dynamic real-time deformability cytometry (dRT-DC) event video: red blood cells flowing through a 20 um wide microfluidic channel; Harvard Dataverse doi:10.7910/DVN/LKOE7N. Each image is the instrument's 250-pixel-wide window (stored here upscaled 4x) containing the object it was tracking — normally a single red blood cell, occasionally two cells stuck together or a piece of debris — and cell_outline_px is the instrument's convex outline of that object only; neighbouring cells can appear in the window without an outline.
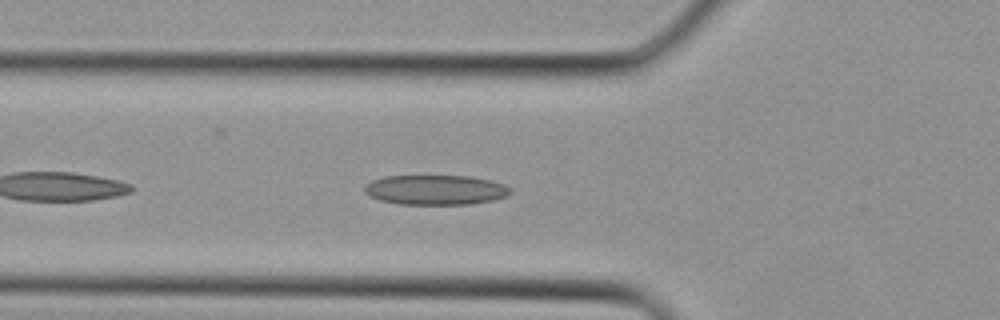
{"species": "Egyptian fruit bat (a non-hibernating species)", "species_latin": "Rousettus aegyptiacus", "temperature_condition": "cold", "stored_images_in_passage": 30, "camera_frame_rate_fps": 3000, "um_per_image_px": 0.085, "animal": {"sex": "female"}, "frame": {"image": 1, "passage_image": 7, "time_ms": 2.0, "image_size_px": [1000, 320], "cell_outline_px": [[512, 192], [508, 196], [492, 200], [468, 204], [400, 204], [380, 200], [368, 196], [364, 192], [364, 188], [372, 180], [384, 176], [468, 176], [488, 180], [504, 184], [512, 188]], "centroid_in_image_um": [37.02, 16.14], "position_along_channel_um": 88.8, "area_um2": 25.32}}
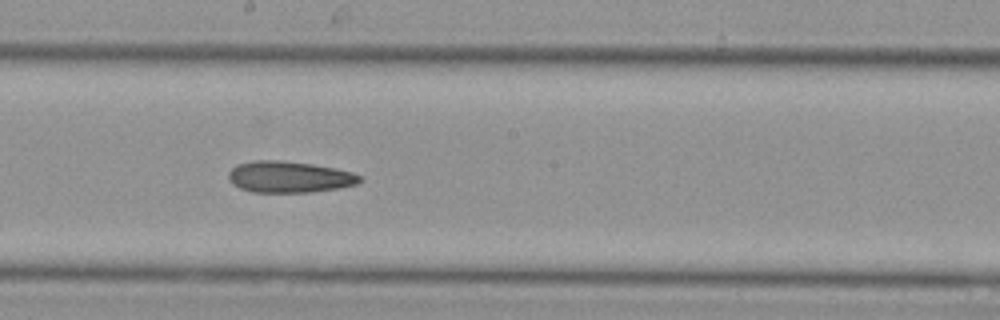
{"frame": {"image": 2, "passage_image": 14, "time_ms": 4.333, "image_size_px": [1000, 320], "cell_outline_px": [[364, 180], [356, 184], [340, 188], [312, 192], [252, 192], [240, 188], [232, 184], [228, 180], [228, 172], [236, 164], [256, 160], [284, 160], [312, 164], [352, 172], [360, 176]], "centroid_in_image_um": [24.56, 15.04], "position_along_channel_um": 223.6, "area_um2": 24.16}}
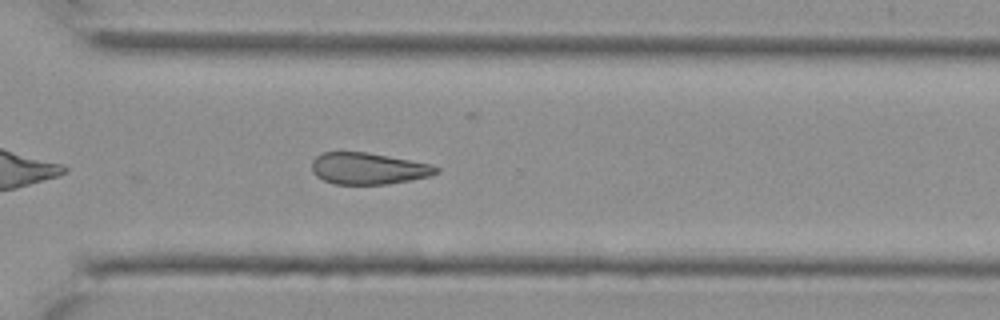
{"frame": {"image": 3, "passage_image": 20, "time_ms": 6.333, "image_size_px": [1000, 320], "cell_outline_px": [[440, 172], [432, 176], [384, 184], [332, 184], [316, 176], [312, 172], [312, 160], [316, 156], [324, 152], [368, 152], [432, 164], [440, 168]], "centroid_in_image_um": [31.32, 14.32], "position_along_channel_um": 339.3, "area_um2": 23.0}}